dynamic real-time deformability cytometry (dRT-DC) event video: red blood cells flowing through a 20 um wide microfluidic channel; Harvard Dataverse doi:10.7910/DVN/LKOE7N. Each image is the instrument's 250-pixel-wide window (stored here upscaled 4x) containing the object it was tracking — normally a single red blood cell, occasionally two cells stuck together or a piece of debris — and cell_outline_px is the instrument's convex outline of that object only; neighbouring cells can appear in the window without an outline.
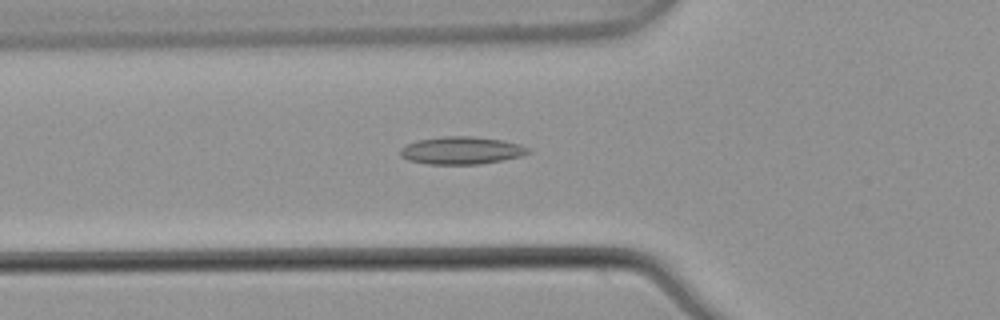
{"species": "common noctule bat (a hibernating species)", "species_latin": "Nyctalus noctula", "temperature_condition": "warm", "stored_images_in_passage": 5, "camera_frame_rate_fps": 3000, "um_per_image_px": 0.085, "animal": {"sex": "male", "body_mass_g": 21.5, "forearm_length_mm": 52.0}, "frame": {"image": 1, "passage_image": 5, "time_ms": 1.333, "image_size_px": [1000, 320], "cell_outline_px": [[532, 152], [520, 156], [480, 164], [428, 164], [408, 160], [400, 156], [400, 148], [416, 140], [444, 136], [472, 136], [500, 140], [520, 144], [528, 148]], "centroid_in_image_um": [39.19, 12.78], "position_along_channel_um": 86.6, "area_um2": 20.46}}